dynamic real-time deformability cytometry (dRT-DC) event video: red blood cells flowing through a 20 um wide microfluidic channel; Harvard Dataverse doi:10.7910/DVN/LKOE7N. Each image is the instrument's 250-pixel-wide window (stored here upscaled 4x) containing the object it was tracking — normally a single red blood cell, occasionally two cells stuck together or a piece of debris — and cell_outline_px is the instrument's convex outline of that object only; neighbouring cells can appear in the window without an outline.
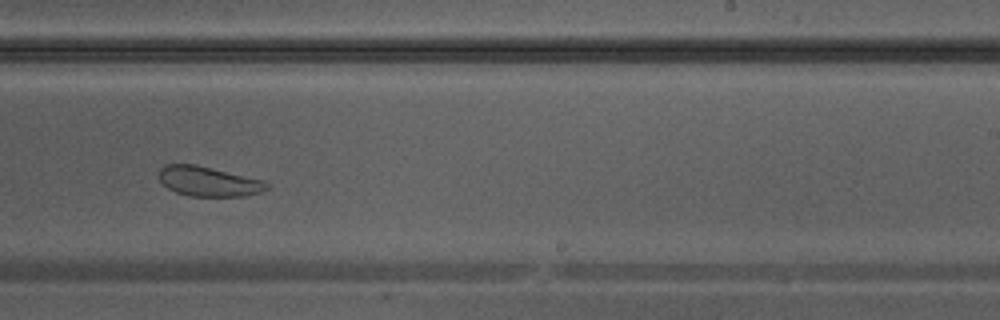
{"species": "Egyptian fruit bat (a non-hibernating species)", "species_latin": "Rousettus aegyptiacus", "temperature_condition": "warm", "stored_images_in_passage": 25, "camera_frame_rate_fps": 3000, "um_per_image_px": 0.085, "animal": {"sex": "male"}, "frame": {"image": 1, "passage_image": 18, "time_ms": 5.667, "image_size_px": [1000, 320], "cell_outline_px": [[272, 184], [268, 188], [260, 192], [248, 196], [188, 196], [176, 192], [168, 188], [156, 176], [160, 168], [164, 164], [196, 164], [264, 180]], "centroid_in_image_um": [17.73, 15.41], "position_along_channel_um": 271.3, "area_um2": 19.02}}